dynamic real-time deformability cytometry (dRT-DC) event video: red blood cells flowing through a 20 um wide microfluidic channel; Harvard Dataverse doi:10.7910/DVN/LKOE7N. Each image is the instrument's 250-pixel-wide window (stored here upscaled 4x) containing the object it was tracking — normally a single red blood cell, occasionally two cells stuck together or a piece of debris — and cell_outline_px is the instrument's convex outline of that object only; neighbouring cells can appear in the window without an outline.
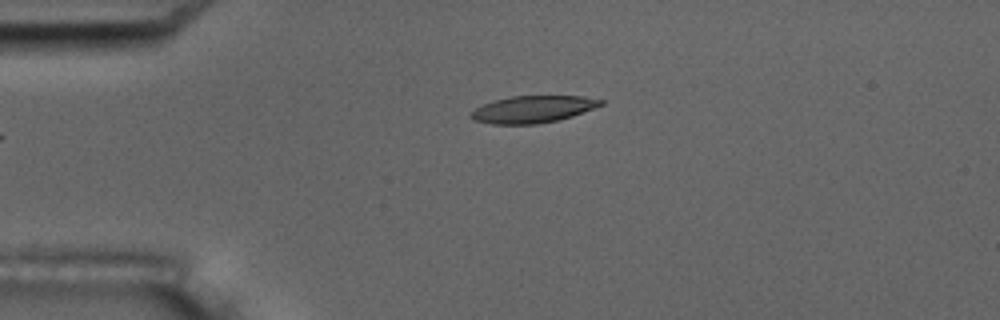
{"species": "common noctule bat (a hibernating species)", "species_latin": "Nyctalus noctula", "temperature_condition": "room temperature", "stored_images_in_passage": 3, "camera_frame_rate_fps": 3000, "um_per_image_px": 0.085, "animal": {"sex": "male", "body_mass_g": 17.5, "forearm_length_mm": 52.3}, "frame": {"image": 1, "passage_image": 3, "time_ms": 2.333, "image_size_px": [1000, 320], "cell_outline_px": [[604, 104], [572, 116], [556, 120], [536, 124], [492, 124], [472, 120], [468, 116], [468, 112], [492, 100], [512, 96], [584, 96], [604, 100]], "centroid_in_image_um": [45.24, 9.28], "position_along_channel_um": 39.8, "area_um2": 20.52}}